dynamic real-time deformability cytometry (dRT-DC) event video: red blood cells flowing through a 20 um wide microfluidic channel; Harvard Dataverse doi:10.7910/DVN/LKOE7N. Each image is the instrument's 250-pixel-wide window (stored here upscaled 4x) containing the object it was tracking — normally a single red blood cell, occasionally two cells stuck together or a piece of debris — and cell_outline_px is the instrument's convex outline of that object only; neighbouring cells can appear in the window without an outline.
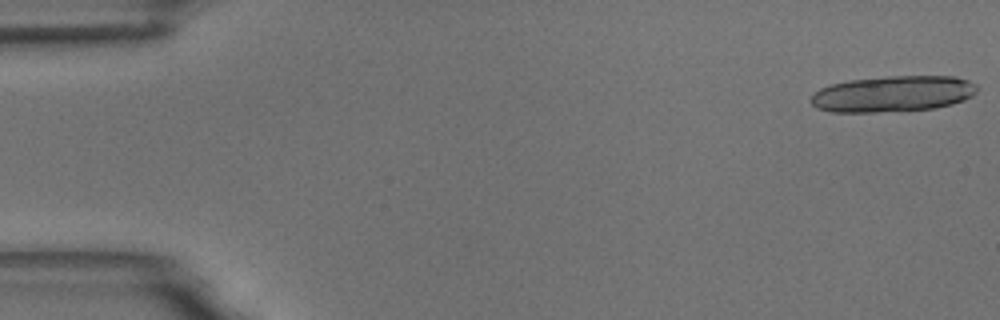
{"species": "common noctule bat (a hibernating species)", "species_latin": "Nyctalus noctula", "temperature_condition": "room temperature", "stored_images_in_passage": 24, "camera_frame_rate_fps": 3000, "um_per_image_px": 0.085, "animal": {"sex": "male", "body_mass_g": 18.8}, "frame": {"image": 1, "passage_image": 1, "time_ms": 0.0, "image_size_px": [1000, 320], "cell_outline_px": [[976, 92], [972, 96], [964, 100], [952, 104], [932, 108], [880, 112], [832, 112], [816, 108], [812, 104], [812, 96], [820, 88], [832, 84], [848, 80], [888, 76], [956, 76], [968, 80], [976, 84]], "centroid_in_image_um": [75.9, 7.97], "position_along_channel_um": 9.1, "area_um2": 34.85}}